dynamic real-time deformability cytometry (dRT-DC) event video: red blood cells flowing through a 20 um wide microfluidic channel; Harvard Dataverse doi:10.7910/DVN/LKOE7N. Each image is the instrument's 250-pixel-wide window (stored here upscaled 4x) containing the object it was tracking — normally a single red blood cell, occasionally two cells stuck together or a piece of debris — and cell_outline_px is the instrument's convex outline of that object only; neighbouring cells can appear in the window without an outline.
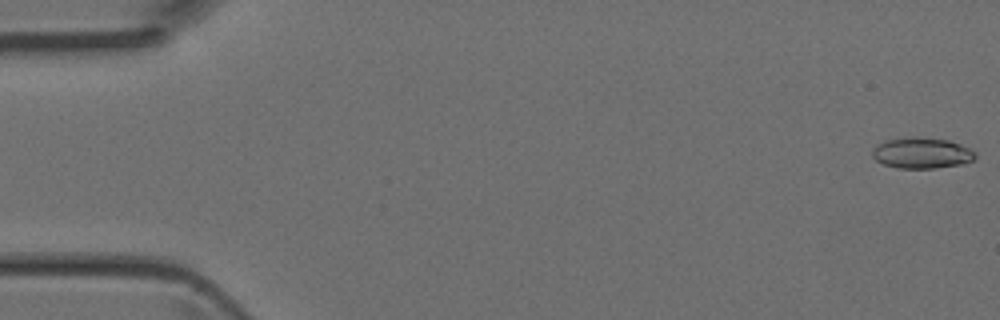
{"species": "Egyptian fruit bat (a non-hibernating species)", "species_latin": "Rousettus aegyptiacus", "temperature_condition": "room temperature", "stored_images_in_passage": 6, "camera_frame_rate_fps": 3000, "um_per_image_px": 0.085, "animal": {"sex": "female"}, "frame": {"image": 1, "passage_image": 1, "time_ms": 0.0, "image_size_px": [1000, 320], "cell_outline_px": [[976, 156], [972, 160], [960, 164], [932, 168], [896, 168], [884, 164], [876, 160], [872, 156], [872, 148], [876, 144], [888, 140], [912, 136], [916, 136], [948, 140], [960, 144], [976, 152]], "centroid_in_image_um": [78.31, 12.99], "position_along_channel_um": 6.7, "area_um2": 18.5}}
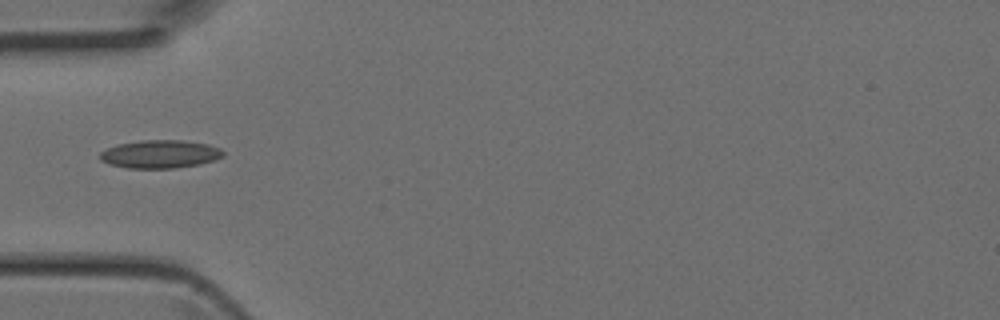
{"frame": {"image": 2, "passage_image": 5, "time_ms": 1.333, "image_size_px": [1000, 320], "cell_outline_px": [[224, 156], [216, 160], [200, 164], [176, 168], [128, 168], [112, 164], [100, 160], [100, 152], [116, 144], [140, 140], [180, 140], [208, 144], [220, 148], [224, 152]], "centroid_in_image_um": [13.64, 13.09], "position_along_channel_um": 71.4, "area_um2": 20.23}}
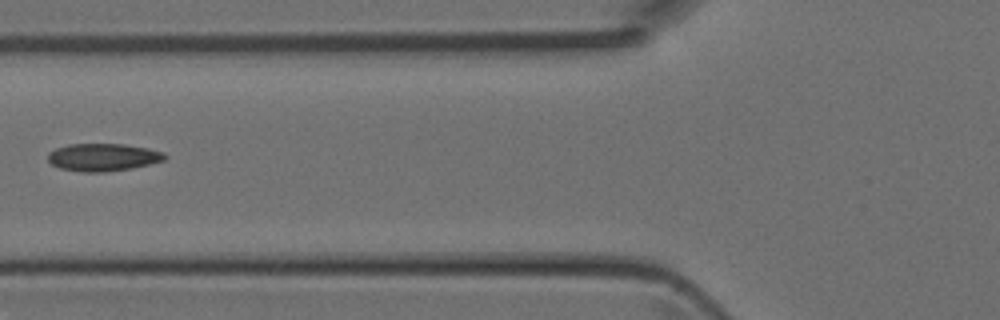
{"frame": {"image": 3, "passage_image": 6, "time_ms": 1.667, "image_size_px": [1000, 320], "cell_outline_px": [[168, 156], [164, 160], [132, 168], [100, 172], [84, 172], [60, 168], [52, 164], [48, 160], [48, 152], [56, 148], [68, 144], [124, 144], [148, 148], [164, 152]], "centroid_in_image_um": [8.76, 13.35], "position_along_channel_um": 117.0, "area_um2": 18.73}}